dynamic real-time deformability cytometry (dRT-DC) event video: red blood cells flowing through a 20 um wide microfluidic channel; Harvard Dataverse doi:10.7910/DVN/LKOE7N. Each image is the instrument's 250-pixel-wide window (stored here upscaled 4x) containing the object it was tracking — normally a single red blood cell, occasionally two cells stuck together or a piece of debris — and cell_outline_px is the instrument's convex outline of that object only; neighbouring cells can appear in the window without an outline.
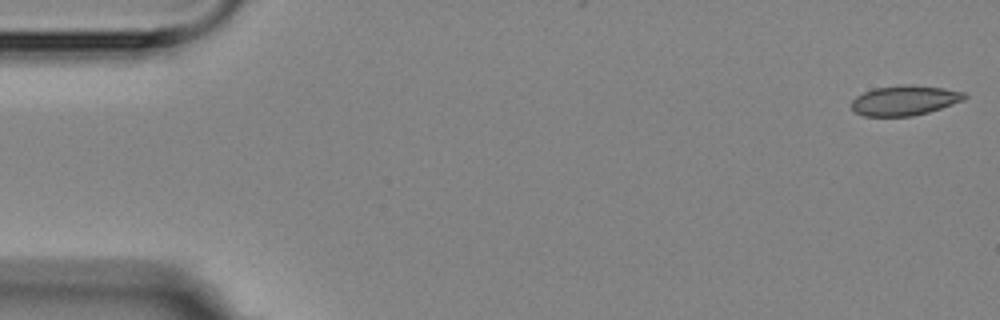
{"species": "Egyptian fruit bat (a non-hibernating species)", "species_latin": "Rousettus aegyptiacus", "temperature_condition": "room temperature", "stored_images_in_passage": 5, "camera_frame_rate_fps": 3000, "um_per_image_px": 0.085, "animal": {"sex": "female"}, "frame": {"image": 1, "passage_image": 1, "time_ms": 0.0, "image_size_px": [1000, 320], "cell_outline_px": [[968, 96], [964, 100], [928, 112], [912, 116], [864, 116], [856, 112], [852, 108], [852, 100], [856, 96], [864, 92], [876, 88], [904, 84], [908, 84], [944, 88], [964, 92]], "centroid_in_image_um": [76.9, 8.53], "position_along_channel_um": 8.1, "area_um2": 19.59}}
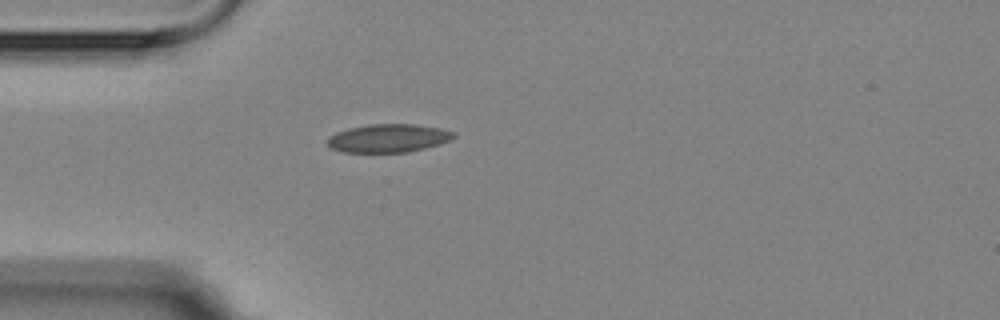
{"frame": {"image": 2, "passage_image": 5, "time_ms": 4.667, "image_size_px": [1000, 320], "cell_outline_px": [[456, 136], [440, 144], [408, 152], [344, 152], [332, 148], [328, 144], [328, 136], [336, 132], [348, 128], [368, 124], [416, 124], [440, 128], [456, 132]], "centroid_in_image_um": [33.02, 11.73], "position_along_channel_um": 52.0, "area_um2": 20.81}}